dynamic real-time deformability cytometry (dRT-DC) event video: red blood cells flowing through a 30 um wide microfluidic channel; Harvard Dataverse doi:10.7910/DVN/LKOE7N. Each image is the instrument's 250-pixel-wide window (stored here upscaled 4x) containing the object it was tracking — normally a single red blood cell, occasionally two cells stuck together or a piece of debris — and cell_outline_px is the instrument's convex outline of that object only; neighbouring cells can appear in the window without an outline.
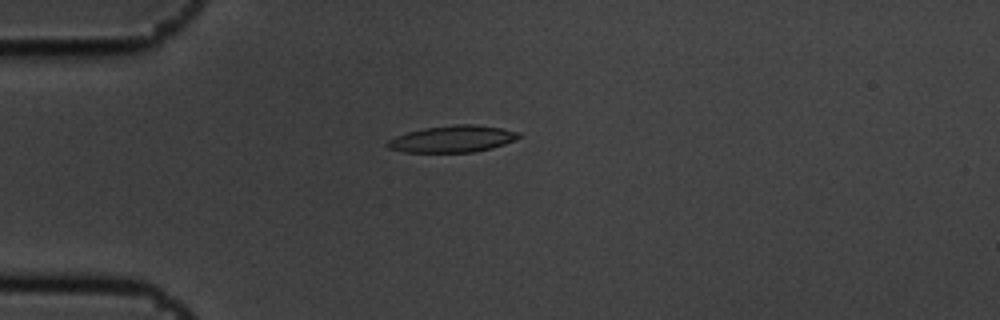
{"species": "common noctule bat (a hibernating species)", "species_latin": "Nyctalus noctula", "temperature_condition": "cold", "stored_images_in_passage": 6, "camera_frame_rate_fps": 3000, "um_per_image_px": 0.085, "animal": {"sex": "male", "body_mass_g": 19.5, "forearm_length_mm": 54.6}, "frame": {"image": 1, "passage_image": 4, "time_ms": 1.0, "image_size_px": [1000, 320], "cell_outline_px": [[520, 136], [504, 144], [492, 148], [472, 152], [404, 152], [388, 148], [384, 144], [388, 140], [396, 136], [408, 132], [424, 128], [456, 124], [472, 124], [504, 128], [520, 132]], "centroid_in_image_um": [38.44, 11.8], "position_along_channel_um": 46.6, "area_um2": 20.4}}
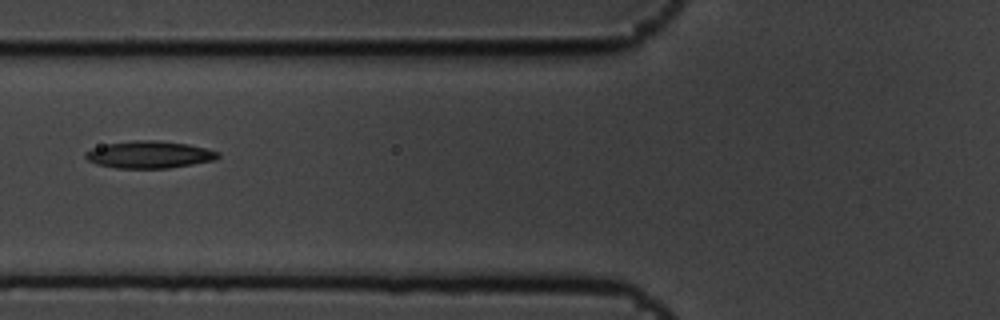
{"frame": {"image": 2, "passage_image": 6, "time_ms": 1.667, "image_size_px": [1000, 320], "cell_outline_px": [[220, 156], [212, 160], [192, 164], [168, 168], [116, 168], [96, 164], [88, 160], [84, 156], [84, 152], [92, 148], [108, 144], [132, 140], [156, 140], [188, 144], [220, 152]], "centroid_in_image_um": [12.66, 13.14], "position_along_channel_um": 113.1, "area_um2": 20.87}}